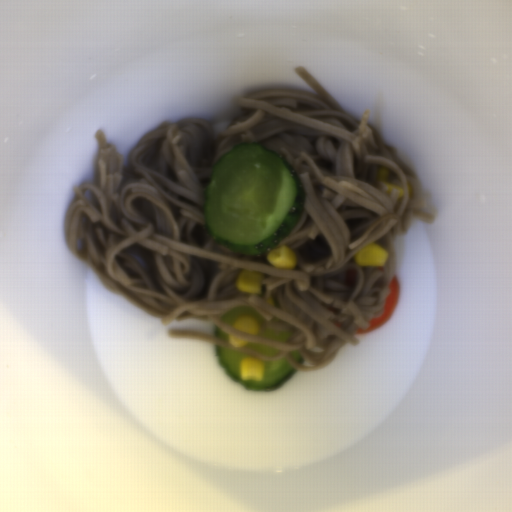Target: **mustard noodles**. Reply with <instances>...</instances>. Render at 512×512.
Segmentation results:
<instances>
[{"instance_id":"mustard-noodles-1","label":"mustard noodles","mask_w":512,"mask_h":512,"mask_svg":"<svg viewBox=\"0 0 512 512\" xmlns=\"http://www.w3.org/2000/svg\"><path fill=\"white\" fill-rule=\"evenodd\" d=\"M294 72L314 90L265 89L237 102L225 131L205 120L161 124L141 137L129 163L96 131L99 183L73 186L75 201L64 219L69 251L106 288L158 318L161 325L210 321L229 335L280 351L273 357L234 347L230 341L170 329L172 339H195L242 351L262 361L284 358L296 372L333 362L345 345L360 346L357 329L380 318L393 280L388 265L360 267L356 254L376 243L392 253L396 237L426 201L411 199L408 177L370 123L344 108L303 67ZM254 142L288 160L306 203L292 232L279 245L297 255L292 269L264 256H246L211 239L202 216L203 196L215 162L235 146ZM243 270L260 272L262 293L240 292ZM252 306L264 317L258 332H292L285 342L241 332L222 321L235 307ZM299 351L304 364L290 352Z\"/></svg>"}]
</instances>
